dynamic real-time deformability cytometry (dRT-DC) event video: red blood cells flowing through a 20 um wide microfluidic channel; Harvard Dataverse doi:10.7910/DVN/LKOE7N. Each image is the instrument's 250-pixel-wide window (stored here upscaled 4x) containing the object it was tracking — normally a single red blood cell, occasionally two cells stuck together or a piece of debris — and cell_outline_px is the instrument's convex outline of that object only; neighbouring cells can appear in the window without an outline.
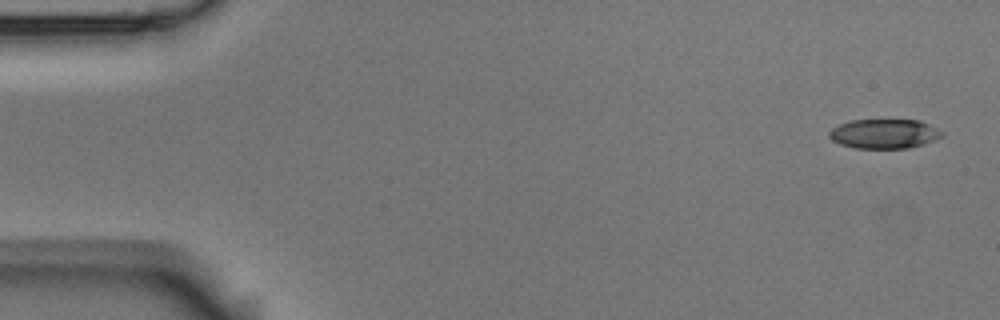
{"species": "Egyptian fruit bat (a non-hibernating species)", "species_latin": "Rousettus aegyptiacus", "temperature_condition": "room temperature", "stored_images_in_passage": 5, "segment_of_instrument_passage": [1, 2], "camera_frame_rate_fps": 3000, "um_per_image_px": 0.085, "animal": {"sex": "male"}, "frame": {"image": 1, "passage_image": 1, "time_ms": 0.0, "image_size_px": [1000, 320], "cell_outline_px": [[944, 136], [936, 140], [924, 144], [908, 148], [856, 148], [840, 144], [832, 140], [828, 136], [828, 132], [832, 128], [840, 124], [852, 120], [920, 120], [944, 132]], "centroid_in_image_um": [75.18, 11.37], "position_along_channel_um": 9.8, "area_um2": 19.42}}